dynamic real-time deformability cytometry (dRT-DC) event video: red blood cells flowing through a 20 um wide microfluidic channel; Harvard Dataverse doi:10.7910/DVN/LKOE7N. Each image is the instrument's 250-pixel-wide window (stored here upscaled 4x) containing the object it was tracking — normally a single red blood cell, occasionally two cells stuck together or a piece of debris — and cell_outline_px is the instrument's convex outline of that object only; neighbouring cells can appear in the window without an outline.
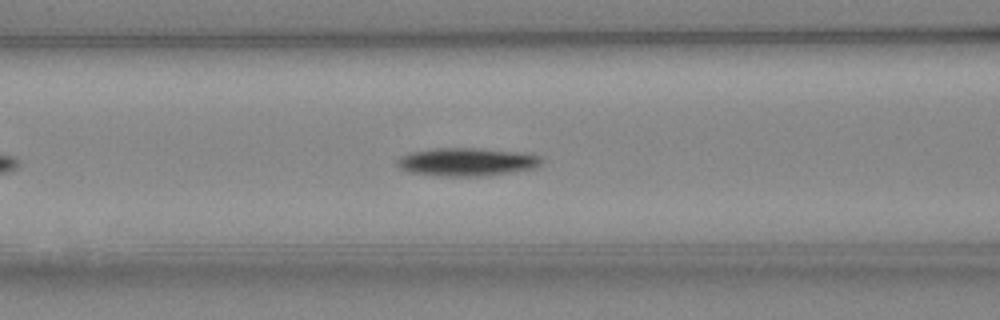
{"species": "Egyptian fruit bat (a non-hibernating species)", "species_latin": "Rousettus aegyptiacus", "temperature_condition": "cold", "stored_images_in_passage": 39, "camera_frame_rate_fps": 3000, "um_per_image_px": 0.085, "animal": {"sex": "female"}, "frame": {"image": 1, "passage_image": 10, "time_ms": 3.0, "image_size_px": [1000, 320], "cell_outline_px": [[544, 160], [536, 168], [488, 176], [440, 176], [408, 172], [400, 168], [396, 164], [396, 160], [400, 156], [408, 152], [436, 148], [480, 148], [524, 152], [540, 156]], "centroid_in_image_um": [39.69, 13.76], "position_along_channel_um": 126.9, "area_um2": 24.1}}
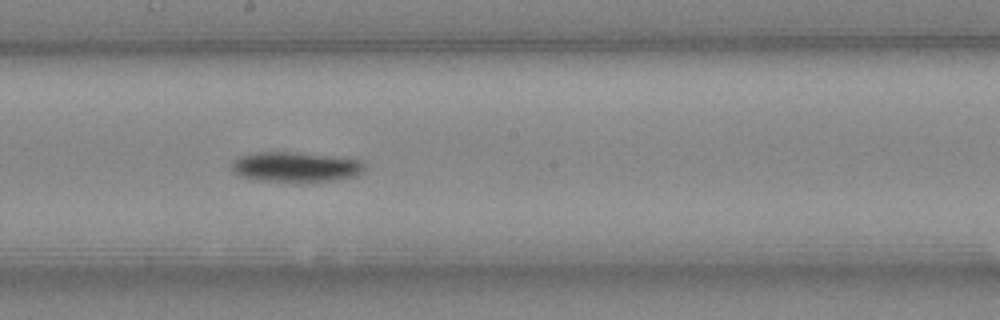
{"frame": {"image": 2, "passage_image": 17, "time_ms": 5.333, "image_size_px": [1000, 320], "cell_outline_px": [[364, 172], [356, 176], [336, 180], [300, 184], [264, 180], [240, 176], [232, 172], [232, 160], [240, 156], [256, 152], [296, 152], [348, 156], [364, 160]], "centroid_in_image_um": [25.24, 14.19], "position_along_channel_um": 223.0, "area_um2": 24.39}}
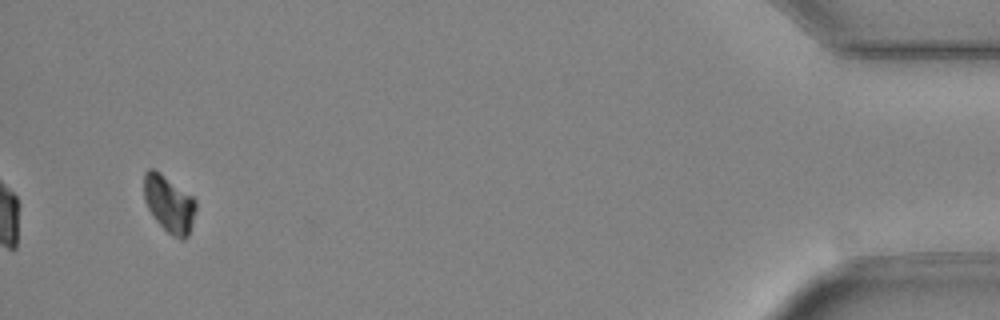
{"frame": {"image": 3, "passage_image": 37, "time_ms": 12.0, "image_size_px": [1000, 320], "cell_outline_px": [[196, 208], [188, 236], [184, 240], [180, 240], [172, 236], [156, 220], [148, 208], [144, 200], [144, 172], [148, 168], [152, 168], [160, 172], [192, 196], [196, 200]], "centroid_in_image_um": [14.37, 17.32], "position_along_channel_um": 420.8, "area_um2": 17.17}}